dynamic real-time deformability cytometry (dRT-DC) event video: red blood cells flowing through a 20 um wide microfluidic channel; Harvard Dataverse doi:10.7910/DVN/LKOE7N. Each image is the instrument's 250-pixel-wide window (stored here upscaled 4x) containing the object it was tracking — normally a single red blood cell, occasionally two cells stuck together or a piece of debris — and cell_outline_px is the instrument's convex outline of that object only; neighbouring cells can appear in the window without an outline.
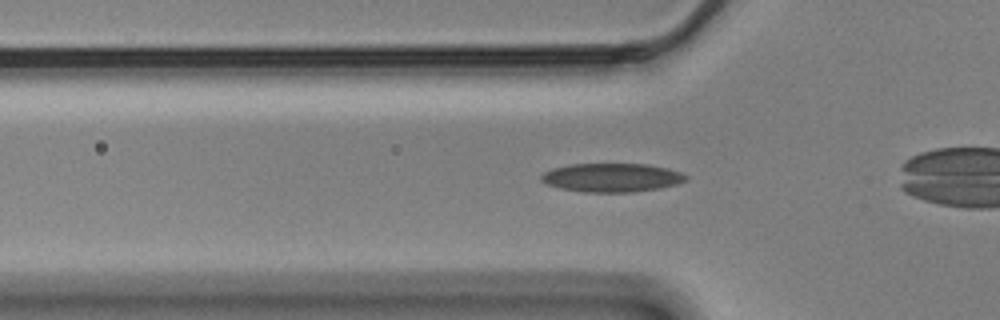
{"species": "Egyptian fruit bat (a non-hibernating species)", "species_latin": "Rousettus aegyptiacus", "temperature_condition": "cold", "stored_images_in_passage": 41, "camera_frame_rate_fps": 3000, "um_per_image_px": 0.085, "animal": {"sex": "male"}, "frame": {"image": 1, "passage_image": 13, "time_ms": 4.0, "image_size_px": [1000, 320], "cell_outline_px": [[688, 176], [684, 180], [676, 184], [660, 188], [632, 192], [584, 192], [560, 188], [548, 184], [540, 180], [540, 176], [544, 172], [552, 168], [572, 164], [648, 164], [668, 168], [680, 172]], "centroid_in_image_um": [51.98, 15.09], "position_along_channel_um": 73.8, "area_um2": 24.1}}
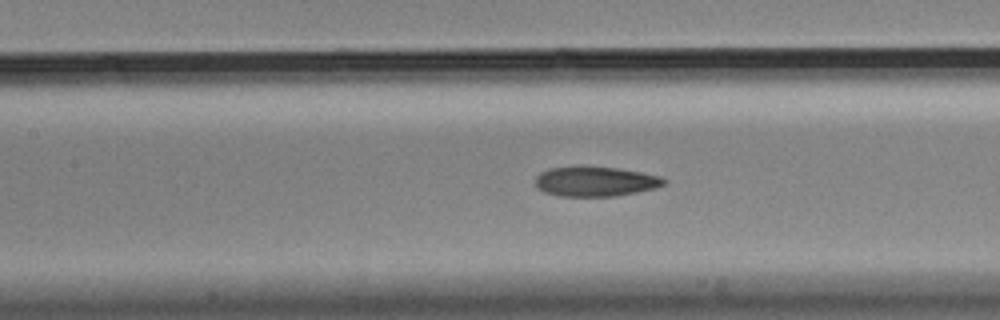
{"frame": {"image": 2, "passage_image": 20, "time_ms": 6.333, "image_size_px": [1000, 320], "cell_outline_px": [[668, 180], [664, 184], [656, 188], [616, 196], [560, 196], [544, 192], [536, 184], [536, 176], [540, 172], [548, 168], [616, 168], [640, 172], [660, 176]], "centroid_in_image_um": [50.64, 15.45], "position_along_channel_um": 156.8, "area_um2": 21.79}}
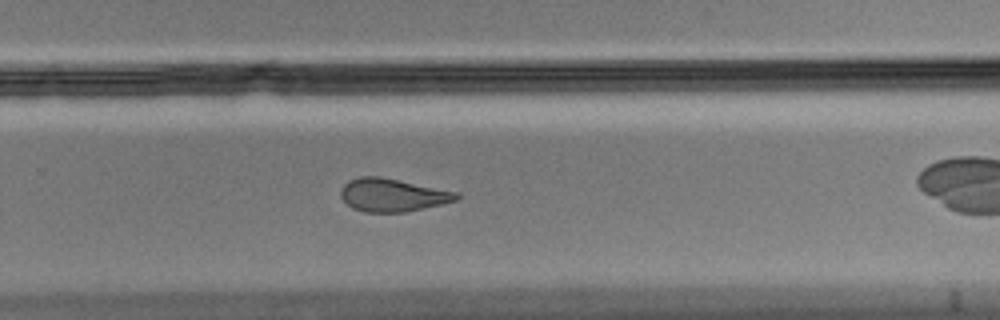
{"frame": {"image": 3, "passage_image": 32, "time_ms": 10.333, "image_size_px": [1000, 320], "cell_outline_px": [[460, 196], [456, 200], [424, 208], [404, 212], [364, 212], [352, 208], [340, 196], [340, 188], [348, 180], [360, 176], [380, 176], [460, 192]], "centroid_in_image_um": [33.35, 16.56], "position_along_channel_um": 296.5, "area_um2": 22.37}}